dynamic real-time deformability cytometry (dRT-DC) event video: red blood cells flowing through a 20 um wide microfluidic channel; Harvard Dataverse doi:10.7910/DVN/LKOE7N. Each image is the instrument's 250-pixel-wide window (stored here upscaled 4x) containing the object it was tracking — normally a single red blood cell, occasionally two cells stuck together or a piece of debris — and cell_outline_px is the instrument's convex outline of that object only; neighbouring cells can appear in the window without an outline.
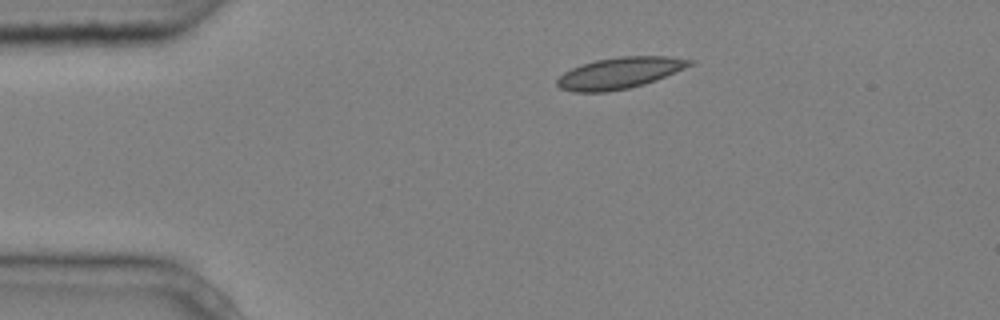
{"species": "common noctule bat (a hibernating species)", "species_latin": "Nyctalus noctula", "temperature_condition": "cold", "stored_images_in_passage": 3, "camera_frame_rate_fps": 3000, "um_per_image_px": 0.085, "animal": {"sex": "male", "body_mass_g": 20.4}, "frame": {"image": 1, "passage_image": 1, "time_ms": 0.0, "image_size_px": [1000, 320], "cell_outline_px": [[696, 60], [692, 64], [684, 68], [656, 80], [644, 84], [628, 88], [608, 92], [572, 92], [560, 88], [556, 84], [556, 80], [564, 72], [580, 64], [596, 60], [620, 56], [668, 56]], "centroid_in_image_um": [52.65, 6.2], "position_along_channel_um": 32.4, "area_um2": 24.22}}